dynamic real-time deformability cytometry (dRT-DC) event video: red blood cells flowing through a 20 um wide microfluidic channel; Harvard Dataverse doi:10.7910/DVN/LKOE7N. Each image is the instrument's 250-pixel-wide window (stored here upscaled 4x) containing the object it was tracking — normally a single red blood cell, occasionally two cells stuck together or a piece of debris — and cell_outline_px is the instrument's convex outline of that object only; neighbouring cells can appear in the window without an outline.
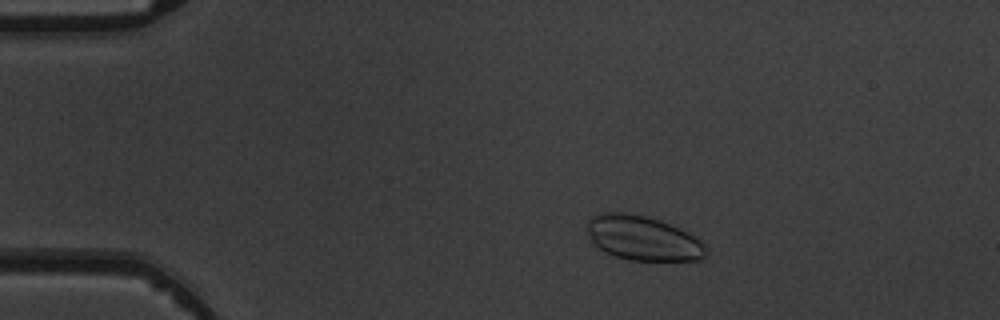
{"species": "common noctule bat (a hibernating species)", "species_latin": "Nyctalus noctula", "temperature_condition": "warm", "stored_images_in_passage": 5, "camera_frame_rate_fps": 3000, "um_per_image_px": 0.085, "animal": {"sex": "male", "body_mass_g": 19.5, "forearm_length_mm": 54.6}, "frame": {"image": 1, "passage_image": 3, "time_ms": 2.333, "image_size_px": [1000, 320], "cell_outline_px": [[708, 252], [700, 260], [628, 260], [604, 252], [596, 248], [592, 244], [588, 236], [588, 220], [592, 216], [600, 212], [624, 212], [648, 216], [660, 220], [704, 240], [708, 248]], "centroid_in_image_um": [54.64, 20.24], "position_along_channel_um": 30.4, "area_um2": 31.33}}